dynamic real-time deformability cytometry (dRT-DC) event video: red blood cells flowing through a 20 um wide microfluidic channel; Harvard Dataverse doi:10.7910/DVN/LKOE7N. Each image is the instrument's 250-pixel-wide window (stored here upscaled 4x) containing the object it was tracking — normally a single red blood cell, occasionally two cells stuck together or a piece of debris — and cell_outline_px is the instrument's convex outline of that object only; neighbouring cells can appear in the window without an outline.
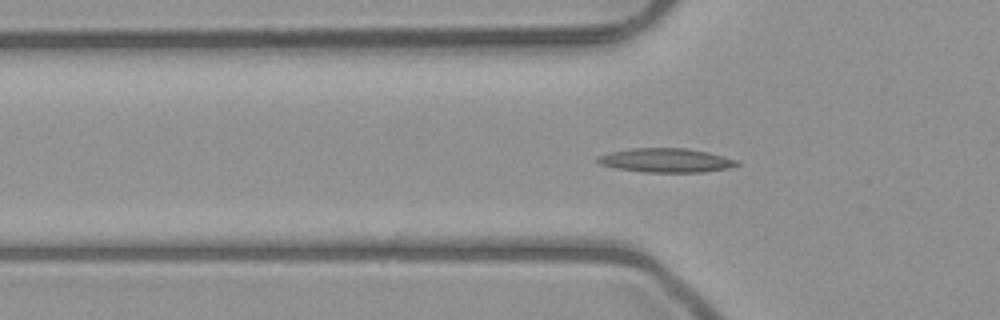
{"species": "common noctule bat (a hibernating species)", "species_latin": "Nyctalus noctula", "temperature_condition": "room temperature", "stored_images_in_passage": 37, "camera_frame_rate_fps": 3000, "um_per_image_px": 0.085, "animal": {"sex": "male", "body_mass_g": 23.1, "forearm_length_mm": 52.7}, "frame": {"image": 1, "passage_image": 2, "time_ms": 0.333, "image_size_px": [1000, 320], "cell_outline_px": [[740, 164], [728, 168], [700, 172], [644, 172], [616, 168], [600, 164], [596, 160], [596, 156], [612, 152], [632, 148], [688, 148], [708, 152], [736, 160]], "centroid_in_image_um": [56.58, 13.62], "position_along_channel_um": 69.2, "area_um2": 19.36}}
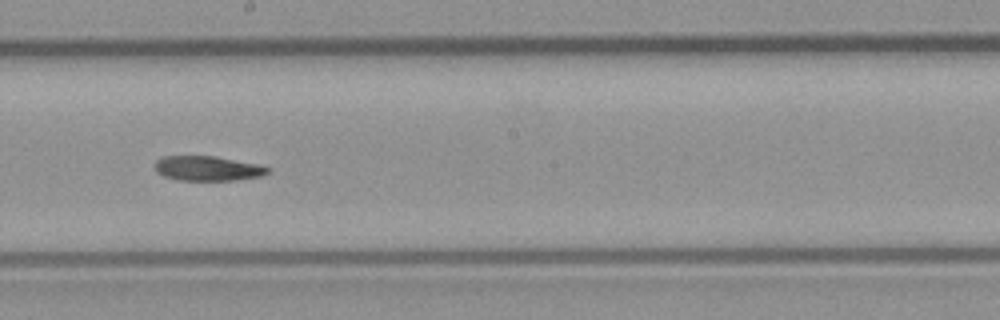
{"frame": {"image": 2, "passage_image": 14, "time_ms": 4.333, "image_size_px": [1000, 320], "cell_outline_px": [[272, 168], [268, 172], [260, 176], [236, 180], [180, 180], [164, 176], [156, 172], [152, 164], [160, 156], [216, 156], [260, 164]], "centroid_in_image_um": [17.62, 14.3], "position_along_channel_um": 230.6, "area_um2": 16.53}}
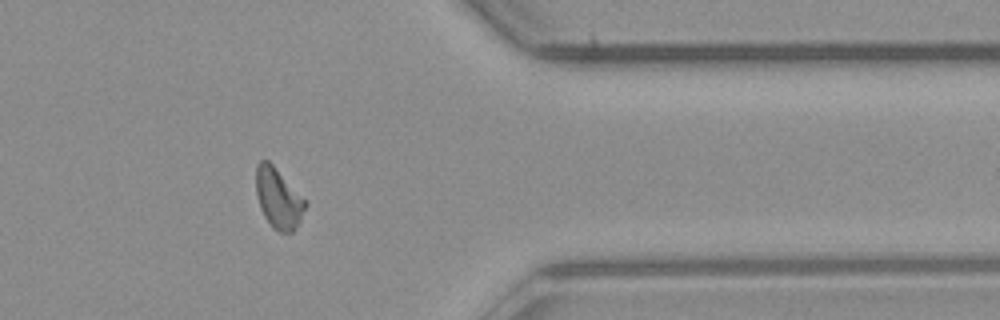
{"frame": {"image": 3, "passage_image": 27, "time_ms": 8.667, "image_size_px": [1000, 320], "cell_outline_px": [[308, 204], [300, 220], [292, 232], [280, 232], [272, 228], [264, 216], [260, 208], [256, 196], [256, 164], [260, 160], [268, 160], [308, 200]], "centroid_in_image_um": [23.67, 16.84], "position_along_channel_um": 387.7, "area_um2": 17.57}}